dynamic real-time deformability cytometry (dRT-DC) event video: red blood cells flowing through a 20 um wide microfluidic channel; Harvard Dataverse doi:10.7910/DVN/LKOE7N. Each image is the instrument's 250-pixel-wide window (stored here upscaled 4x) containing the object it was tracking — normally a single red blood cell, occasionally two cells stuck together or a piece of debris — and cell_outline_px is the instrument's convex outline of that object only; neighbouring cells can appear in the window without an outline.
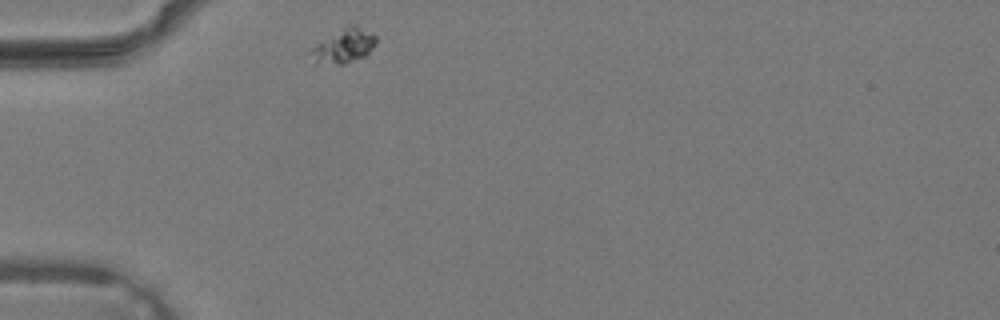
{"species": "common noctule bat (a hibernating species)", "species_latin": "Nyctalus noctula", "temperature_condition": "warm", "stored_images_in_passage": 23, "camera_frame_rate_fps": 3000, "um_per_image_px": 0.085, "animal": {"sex": "male", "body_mass_g": 19.2, "forearm_length_mm": 51.8}, "frame": {"image": 1, "passage_image": 1, "time_ms": 0.0, "image_size_px": [1000, 320], "cell_outline_px": [[376, 44], [364, 56], [344, 64], [336, 64], [316, 60], [308, 52], [316, 44], [348, 24], [356, 24], [376, 36]], "centroid_in_image_um": [29.27, 3.86], "position_along_channel_um": 55.7, "area_um2": 12.54}}
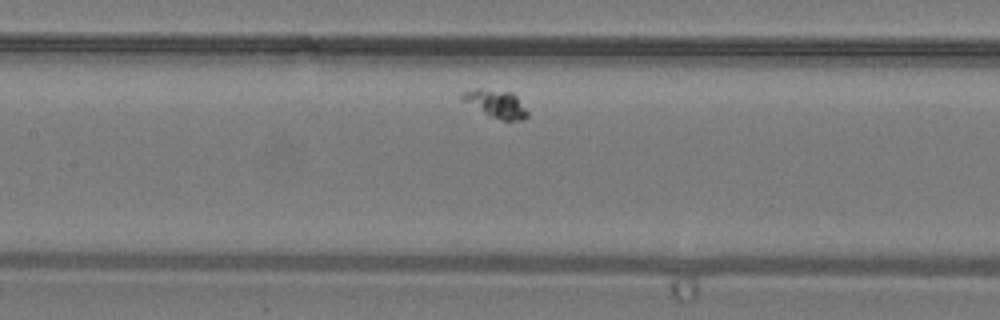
{"frame": {"image": 2, "passage_image": 9, "time_ms": 2.667, "image_size_px": [1000, 320], "cell_outline_px": [[528, 116], [524, 120], [504, 120], [492, 116], [460, 100], [460, 92], [476, 88], [480, 88], [512, 92], [516, 96], [528, 112]], "centroid_in_image_um": [42.13, 8.79], "position_along_channel_um": 165.3, "area_um2": 10.46}}
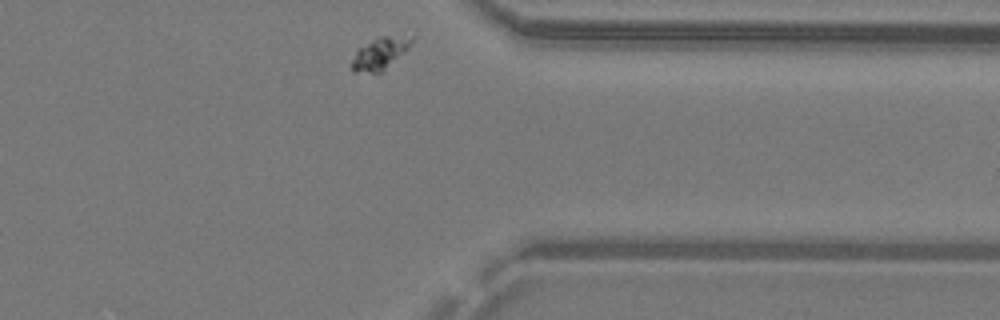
{"frame": {"image": 3, "passage_image": 23, "time_ms": 7.333, "image_size_px": [1000, 320], "cell_outline_px": [[416, 36], [408, 48], [404, 52], [380, 72], [352, 72], [352, 60], [356, 52], [360, 48], [372, 40], [380, 36]], "centroid_in_image_um": [32.31, 4.52], "position_along_channel_um": 379.1, "area_um2": 10.75}}